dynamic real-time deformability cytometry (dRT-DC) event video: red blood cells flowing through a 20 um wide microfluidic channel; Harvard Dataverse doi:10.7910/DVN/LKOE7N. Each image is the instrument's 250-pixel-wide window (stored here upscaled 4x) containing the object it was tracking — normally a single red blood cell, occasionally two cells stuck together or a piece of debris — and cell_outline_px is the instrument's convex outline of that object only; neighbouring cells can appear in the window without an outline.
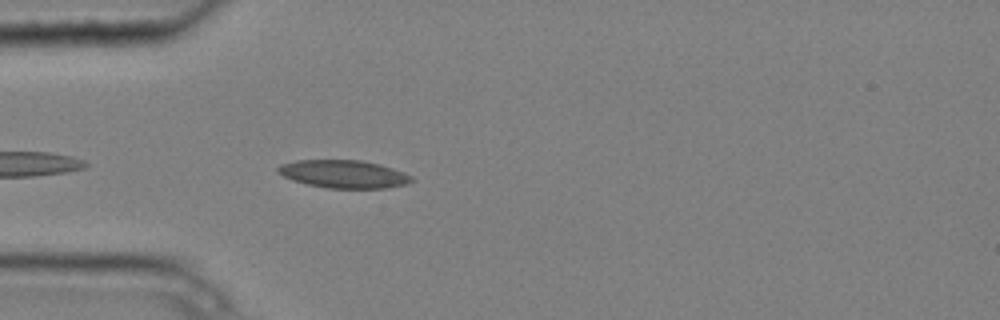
{"species": "common noctule bat (a hibernating species)", "species_latin": "Nyctalus noctula", "temperature_condition": "cold", "stored_images_in_passage": 4, "camera_frame_rate_fps": 3000, "um_per_image_px": 0.085, "animal": {"sex": "male", "body_mass_g": 20.4}, "frame": {"image": 1, "passage_image": 4, "time_ms": 1.0, "image_size_px": [1000, 320], "cell_outline_px": [[416, 180], [408, 184], [388, 188], [328, 188], [308, 184], [292, 180], [276, 172], [276, 168], [280, 164], [296, 160], [360, 160], [380, 164], [404, 172], [412, 176]], "centroid_in_image_um": [29.24, 14.79], "position_along_channel_um": 55.8, "area_um2": 21.91}}